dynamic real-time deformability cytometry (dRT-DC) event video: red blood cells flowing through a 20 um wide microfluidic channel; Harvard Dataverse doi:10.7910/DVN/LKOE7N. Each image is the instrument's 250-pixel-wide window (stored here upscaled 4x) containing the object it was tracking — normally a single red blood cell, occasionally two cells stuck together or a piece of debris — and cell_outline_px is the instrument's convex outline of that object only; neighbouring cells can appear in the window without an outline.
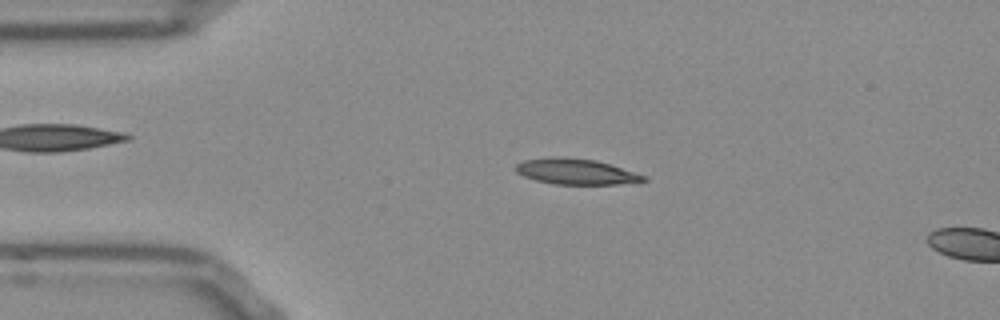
{"species": "Egyptian fruit bat (a non-hibernating species)", "species_latin": "Rousettus aegyptiacus", "temperature_condition": "room temperature", "stored_images_in_passage": 12, "camera_frame_rate_fps": 3000, "um_per_image_px": 0.085, "frame": {"image": 1, "passage_image": 9, "time_ms": 2.667, "image_size_px": [1000, 320], "cell_outline_px": [[648, 180], [616, 184], [556, 184], [536, 180], [524, 176], [516, 172], [516, 164], [524, 160], [552, 156], [596, 160], [648, 176]], "centroid_in_image_um": [48.95, 14.58], "position_along_channel_um": 36.0, "area_um2": 18.96}}